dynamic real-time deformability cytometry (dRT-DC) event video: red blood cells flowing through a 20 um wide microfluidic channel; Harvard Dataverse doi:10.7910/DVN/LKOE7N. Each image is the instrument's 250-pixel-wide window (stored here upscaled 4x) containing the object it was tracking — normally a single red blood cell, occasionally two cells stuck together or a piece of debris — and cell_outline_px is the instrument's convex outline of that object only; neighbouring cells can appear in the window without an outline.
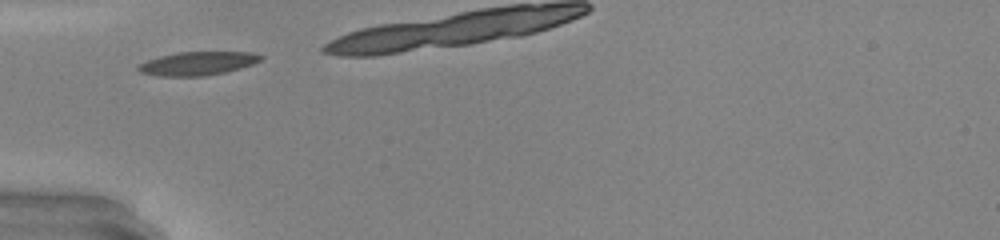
{"species": "common noctule bat (a hibernating species)", "species_latin": "Nyctalus noctula", "temperature_condition": "warm", "stored_images_in_passage": 4, "camera_frame_rate_fps": 3000, "um_per_image_px": 0.085, "animal": {"sex": "male", "body_mass_g": 20.0, "forearm_length_mm": 53.3}, "frame": {"image": 1, "passage_image": 1, "time_ms": 0.0, "image_size_px": [1000, 240], "cell_outline_px": [[264, 56], [260, 60], [252, 64], [240, 68], [224, 72], [204, 76], [160, 76], [140, 72], [136, 68], [136, 64], [160, 56], [176, 52], [252, 52]], "centroid_in_image_um": [16.76, 5.39], "position_along_channel_um": 68.2, "area_um2": 16.76}}